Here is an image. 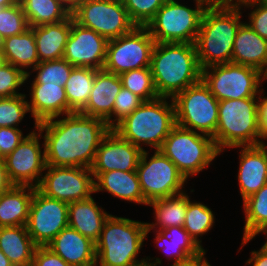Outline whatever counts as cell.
Returning <instances> with one entry per match:
<instances>
[{"label": "cell", "instance_id": "6da1fadb", "mask_svg": "<svg viewBox=\"0 0 267 266\" xmlns=\"http://www.w3.org/2000/svg\"><path fill=\"white\" fill-rule=\"evenodd\" d=\"M47 166L91 168L97 149L110 131L106 121L74 112L37 124Z\"/></svg>", "mask_w": 267, "mask_h": 266}, {"label": "cell", "instance_id": "7a4b0ae2", "mask_svg": "<svg viewBox=\"0 0 267 266\" xmlns=\"http://www.w3.org/2000/svg\"><path fill=\"white\" fill-rule=\"evenodd\" d=\"M150 68L159 97L173 99L201 81L202 69L194 43L155 42Z\"/></svg>", "mask_w": 267, "mask_h": 266}, {"label": "cell", "instance_id": "3957f363", "mask_svg": "<svg viewBox=\"0 0 267 266\" xmlns=\"http://www.w3.org/2000/svg\"><path fill=\"white\" fill-rule=\"evenodd\" d=\"M175 126L173 99L158 97L144 101L113 130L142 151H153L160 150Z\"/></svg>", "mask_w": 267, "mask_h": 266}, {"label": "cell", "instance_id": "277c9868", "mask_svg": "<svg viewBox=\"0 0 267 266\" xmlns=\"http://www.w3.org/2000/svg\"><path fill=\"white\" fill-rule=\"evenodd\" d=\"M242 9H226L208 5L195 40L201 69L231 63L234 40L244 22Z\"/></svg>", "mask_w": 267, "mask_h": 266}, {"label": "cell", "instance_id": "5b68a950", "mask_svg": "<svg viewBox=\"0 0 267 266\" xmlns=\"http://www.w3.org/2000/svg\"><path fill=\"white\" fill-rule=\"evenodd\" d=\"M147 222L109 215L96 246V266H131L146 258H138L144 247Z\"/></svg>", "mask_w": 267, "mask_h": 266}, {"label": "cell", "instance_id": "8992f818", "mask_svg": "<svg viewBox=\"0 0 267 266\" xmlns=\"http://www.w3.org/2000/svg\"><path fill=\"white\" fill-rule=\"evenodd\" d=\"M212 138L221 154L236 146L260 145L258 97L219 101L218 123Z\"/></svg>", "mask_w": 267, "mask_h": 266}, {"label": "cell", "instance_id": "52a82bcc", "mask_svg": "<svg viewBox=\"0 0 267 266\" xmlns=\"http://www.w3.org/2000/svg\"><path fill=\"white\" fill-rule=\"evenodd\" d=\"M183 1L167 0L147 24L155 42L195 43L209 0H191L194 4L191 6Z\"/></svg>", "mask_w": 267, "mask_h": 266}, {"label": "cell", "instance_id": "ba28073f", "mask_svg": "<svg viewBox=\"0 0 267 266\" xmlns=\"http://www.w3.org/2000/svg\"><path fill=\"white\" fill-rule=\"evenodd\" d=\"M159 151L177 166L188 181L208 170L221 155L212 137L177 125L165 138Z\"/></svg>", "mask_w": 267, "mask_h": 266}, {"label": "cell", "instance_id": "9c48e42d", "mask_svg": "<svg viewBox=\"0 0 267 266\" xmlns=\"http://www.w3.org/2000/svg\"><path fill=\"white\" fill-rule=\"evenodd\" d=\"M201 80L218 101L259 97L266 83L258 69L234 63L202 69Z\"/></svg>", "mask_w": 267, "mask_h": 266}, {"label": "cell", "instance_id": "30bf717a", "mask_svg": "<svg viewBox=\"0 0 267 266\" xmlns=\"http://www.w3.org/2000/svg\"><path fill=\"white\" fill-rule=\"evenodd\" d=\"M136 172L147 204L187 191L188 180L159 150L143 151Z\"/></svg>", "mask_w": 267, "mask_h": 266}, {"label": "cell", "instance_id": "8fae6325", "mask_svg": "<svg viewBox=\"0 0 267 266\" xmlns=\"http://www.w3.org/2000/svg\"><path fill=\"white\" fill-rule=\"evenodd\" d=\"M176 125L213 137L218 123L219 101L201 80L174 98Z\"/></svg>", "mask_w": 267, "mask_h": 266}, {"label": "cell", "instance_id": "7c38bea8", "mask_svg": "<svg viewBox=\"0 0 267 266\" xmlns=\"http://www.w3.org/2000/svg\"><path fill=\"white\" fill-rule=\"evenodd\" d=\"M71 15L80 26L94 30L107 40L125 35L136 27L122 0H83Z\"/></svg>", "mask_w": 267, "mask_h": 266}, {"label": "cell", "instance_id": "4fadbf2b", "mask_svg": "<svg viewBox=\"0 0 267 266\" xmlns=\"http://www.w3.org/2000/svg\"><path fill=\"white\" fill-rule=\"evenodd\" d=\"M154 45L155 40L148 29L136 26L131 32L108 40L103 70L120 75L150 67Z\"/></svg>", "mask_w": 267, "mask_h": 266}, {"label": "cell", "instance_id": "5bb4252c", "mask_svg": "<svg viewBox=\"0 0 267 266\" xmlns=\"http://www.w3.org/2000/svg\"><path fill=\"white\" fill-rule=\"evenodd\" d=\"M33 128V129H32ZM20 144L3 160L13 185L37 188L46 168L44 141L37 123Z\"/></svg>", "mask_w": 267, "mask_h": 266}, {"label": "cell", "instance_id": "9a60e30c", "mask_svg": "<svg viewBox=\"0 0 267 266\" xmlns=\"http://www.w3.org/2000/svg\"><path fill=\"white\" fill-rule=\"evenodd\" d=\"M37 189L69 204L94 195V178L90 168L46 166Z\"/></svg>", "mask_w": 267, "mask_h": 266}, {"label": "cell", "instance_id": "2e32d148", "mask_svg": "<svg viewBox=\"0 0 267 266\" xmlns=\"http://www.w3.org/2000/svg\"><path fill=\"white\" fill-rule=\"evenodd\" d=\"M68 226V203L49 198L34 189L28 222V233L37 246H46Z\"/></svg>", "mask_w": 267, "mask_h": 266}, {"label": "cell", "instance_id": "e0dca14e", "mask_svg": "<svg viewBox=\"0 0 267 266\" xmlns=\"http://www.w3.org/2000/svg\"><path fill=\"white\" fill-rule=\"evenodd\" d=\"M108 40L94 30L76 23L71 15V32L63 58L74 67L103 69Z\"/></svg>", "mask_w": 267, "mask_h": 266}, {"label": "cell", "instance_id": "ac0fdd59", "mask_svg": "<svg viewBox=\"0 0 267 266\" xmlns=\"http://www.w3.org/2000/svg\"><path fill=\"white\" fill-rule=\"evenodd\" d=\"M142 150L123 139L116 131H110L102 139L93 162V178L108 171H136Z\"/></svg>", "mask_w": 267, "mask_h": 266}, {"label": "cell", "instance_id": "d6986e66", "mask_svg": "<svg viewBox=\"0 0 267 266\" xmlns=\"http://www.w3.org/2000/svg\"><path fill=\"white\" fill-rule=\"evenodd\" d=\"M149 233H154L152 242L155 244V248L161 251V254L163 252L165 259L171 263L173 262L172 264L208 260L207 252L194 241L183 227L173 226L159 231L150 230L147 227L145 232L147 241Z\"/></svg>", "mask_w": 267, "mask_h": 266}, {"label": "cell", "instance_id": "ffe728a7", "mask_svg": "<svg viewBox=\"0 0 267 266\" xmlns=\"http://www.w3.org/2000/svg\"><path fill=\"white\" fill-rule=\"evenodd\" d=\"M238 153L237 184L242 202L267 183V145L236 146Z\"/></svg>", "mask_w": 267, "mask_h": 266}, {"label": "cell", "instance_id": "44dd1931", "mask_svg": "<svg viewBox=\"0 0 267 266\" xmlns=\"http://www.w3.org/2000/svg\"><path fill=\"white\" fill-rule=\"evenodd\" d=\"M25 87L27 88L24 89L29 90L26 98H28L27 102L31 115L29 117L33 118V123L38 124L68 114V101L64 86L51 83L25 82Z\"/></svg>", "mask_w": 267, "mask_h": 266}, {"label": "cell", "instance_id": "7402d4cb", "mask_svg": "<svg viewBox=\"0 0 267 266\" xmlns=\"http://www.w3.org/2000/svg\"><path fill=\"white\" fill-rule=\"evenodd\" d=\"M46 247L72 266H96L95 243L70 226L61 230Z\"/></svg>", "mask_w": 267, "mask_h": 266}, {"label": "cell", "instance_id": "603a6c76", "mask_svg": "<svg viewBox=\"0 0 267 266\" xmlns=\"http://www.w3.org/2000/svg\"><path fill=\"white\" fill-rule=\"evenodd\" d=\"M121 89L119 75L103 69L97 70L88 102L79 113L106 121L113 113L114 100Z\"/></svg>", "mask_w": 267, "mask_h": 266}, {"label": "cell", "instance_id": "cb8c5ba5", "mask_svg": "<svg viewBox=\"0 0 267 266\" xmlns=\"http://www.w3.org/2000/svg\"><path fill=\"white\" fill-rule=\"evenodd\" d=\"M108 193L117 200L148 206L144 199L136 171H108L94 178V194Z\"/></svg>", "mask_w": 267, "mask_h": 266}, {"label": "cell", "instance_id": "d4e9b609", "mask_svg": "<svg viewBox=\"0 0 267 266\" xmlns=\"http://www.w3.org/2000/svg\"><path fill=\"white\" fill-rule=\"evenodd\" d=\"M231 63L256 68L263 74L267 71V40L245 21L237 30Z\"/></svg>", "mask_w": 267, "mask_h": 266}, {"label": "cell", "instance_id": "484cf974", "mask_svg": "<svg viewBox=\"0 0 267 266\" xmlns=\"http://www.w3.org/2000/svg\"><path fill=\"white\" fill-rule=\"evenodd\" d=\"M110 214L92 195L88 199L68 204V226L96 243Z\"/></svg>", "mask_w": 267, "mask_h": 266}, {"label": "cell", "instance_id": "4316f807", "mask_svg": "<svg viewBox=\"0 0 267 266\" xmlns=\"http://www.w3.org/2000/svg\"><path fill=\"white\" fill-rule=\"evenodd\" d=\"M39 62L63 58L71 32V16L58 23L32 27Z\"/></svg>", "mask_w": 267, "mask_h": 266}, {"label": "cell", "instance_id": "83f0119b", "mask_svg": "<svg viewBox=\"0 0 267 266\" xmlns=\"http://www.w3.org/2000/svg\"><path fill=\"white\" fill-rule=\"evenodd\" d=\"M34 189L13 185L0 193V227L26 226Z\"/></svg>", "mask_w": 267, "mask_h": 266}, {"label": "cell", "instance_id": "f1b7e54d", "mask_svg": "<svg viewBox=\"0 0 267 266\" xmlns=\"http://www.w3.org/2000/svg\"><path fill=\"white\" fill-rule=\"evenodd\" d=\"M36 248L26 226L0 227V250L14 266H32Z\"/></svg>", "mask_w": 267, "mask_h": 266}, {"label": "cell", "instance_id": "f546056e", "mask_svg": "<svg viewBox=\"0 0 267 266\" xmlns=\"http://www.w3.org/2000/svg\"><path fill=\"white\" fill-rule=\"evenodd\" d=\"M244 226L237 253L267 230V183L242 202Z\"/></svg>", "mask_w": 267, "mask_h": 266}, {"label": "cell", "instance_id": "4dcf8cb0", "mask_svg": "<svg viewBox=\"0 0 267 266\" xmlns=\"http://www.w3.org/2000/svg\"><path fill=\"white\" fill-rule=\"evenodd\" d=\"M3 54L6 63L21 69L25 74L30 73L39 63L33 29L6 37Z\"/></svg>", "mask_w": 267, "mask_h": 266}, {"label": "cell", "instance_id": "1f68e13d", "mask_svg": "<svg viewBox=\"0 0 267 266\" xmlns=\"http://www.w3.org/2000/svg\"><path fill=\"white\" fill-rule=\"evenodd\" d=\"M187 192L150 202L148 206L153 208L154 222L148 221L147 227L157 231L173 226L183 227L188 204Z\"/></svg>", "mask_w": 267, "mask_h": 266}, {"label": "cell", "instance_id": "d6a6232c", "mask_svg": "<svg viewBox=\"0 0 267 266\" xmlns=\"http://www.w3.org/2000/svg\"><path fill=\"white\" fill-rule=\"evenodd\" d=\"M189 192L183 228L194 239V241L207 252V248L205 249L202 245V238L205 234H209L216 225V214L207 204L191 199L192 196L189 194L195 192L194 188L190 189Z\"/></svg>", "mask_w": 267, "mask_h": 266}, {"label": "cell", "instance_id": "836d02e7", "mask_svg": "<svg viewBox=\"0 0 267 266\" xmlns=\"http://www.w3.org/2000/svg\"><path fill=\"white\" fill-rule=\"evenodd\" d=\"M29 27L58 23L68 19L71 11L58 0H20Z\"/></svg>", "mask_w": 267, "mask_h": 266}, {"label": "cell", "instance_id": "e575fe53", "mask_svg": "<svg viewBox=\"0 0 267 266\" xmlns=\"http://www.w3.org/2000/svg\"><path fill=\"white\" fill-rule=\"evenodd\" d=\"M97 70L87 67H74L65 84L68 101V114L80 112L87 104L93 88Z\"/></svg>", "mask_w": 267, "mask_h": 266}, {"label": "cell", "instance_id": "d590c367", "mask_svg": "<svg viewBox=\"0 0 267 266\" xmlns=\"http://www.w3.org/2000/svg\"><path fill=\"white\" fill-rule=\"evenodd\" d=\"M73 68L74 66L64 58L39 62L30 73L26 74L25 82L51 83L65 87Z\"/></svg>", "mask_w": 267, "mask_h": 266}, {"label": "cell", "instance_id": "8d00e7d4", "mask_svg": "<svg viewBox=\"0 0 267 266\" xmlns=\"http://www.w3.org/2000/svg\"><path fill=\"white\" fill-rule=\"evenodd\" d=\"M122 87L139 96L143 101L158 98L150 67L126 71L119 75Z\"/></svg>", "mask_w": 267, "mask_h": 266}, {"label": "cell", "instance_id": "74e56055", "mask_svg": "<svg viewBox=\"0 0 267 266\" xmlns=\"http://www.w3.org/2000/svg\"><path fill=\"white\" fill-rule=\"evenodd\" d=\"M26 97L22 94L0 98V127L20 128L19 125L26 120L24 117L30 115Z\"/></svg>", "mask_w": 267, "mask_h": 266}, {"label": "cell", "instance_id": "f35d334b", "mask_svg": "<svg viewBox=\"0 0 267 266\" xmlns=\"http://www.w3.org/2000/svg\"><path fill=\"white\" fill-rule=\"evenodd\" d=\"M29 28L20 2H16L0 11V34L4 38L22 34Z\"/></svg>", "mask_w": 267, "mask_h": 266}, {"label": "cell", "instance_id": "ab89813d", "mask_svg": "<svg viewBox=\"0 0 267 266\" xmlns=\"http://www.w3.org/2000/svg\"><path fill=\"white\" fill-rule=\"evenodd\" d=\"M167 0H122L131 21L146 27Z\"/></svg>", "mask_w": 267, "mask_h": 266}, {"label": "cell", "instance_id": "60d3db41", "mask_svg": "<svg viewBox=\"0 0 267 266\" xmlns=\"http://www.w3.org/2000/svg\"><path fill=\"white\" fill-rule=\"evenodd\" d=\"M144 101L130 90L122 87L114 100L112 115L106 120L110 129H114Z\"/></svg>", "mask_w": 267, "mask_h": 266}, {"label": "cell", "instance_id": "b9f144b4", "mask_svg": "<svg viewBox=\"0 0 267 266\" xmlns=\"http://www.w3.org/2000/svg\"><path fill=\"white\" fill-rule=\"evenodd\" d=\"M26 74L19 68L6 63L0 68V98L25 94Z\"/></svg>", "mask_w": 267, "mask_h": 266}, {"label": "cell", "instance_id": "7bdbcfd3", "mask_svg": "<svg viewBox=\"0 0 267 266\" xmlns=\"http://www.w3.org/2000/svg\"><path fill=\"white\" fill-rule=\"evenodd\" d=\"M249 12H248V11ZM247 11V13H246ZM245 21L257 34L267 40V4L263 1L242 9Z\"/></svg>", "mask_w": 267, "mask_h": 266}, {"label": "cell", "instance_id": "ee69618b", "mask_svg": "<svg viewBox=\"0 0 267 266\" xmlns=\"http://www.w3.org/2000/svg\"><path fill=\"white\" fill-rule=\"evenodd\" d=\"M23 128L0 127V158L4 159L25 138Z\"/></svg>", "mask_w": 267, "mask_h": 266}, {"label": "cell", "instance_id": "f6af8a7d", "mask_svg": "<svg viewBox=\"0 0 267 266\" xmlns=\"http://www.w3.org/2000/svg\"><path fill=\"white\" fill-rule=\"evenodd\" d=\"M32 266H72L46 246H37L34 252Z\"/></svg>", "mask_w": 267, "mask_h": 266}, {"label": "cell", "instance_id": "bcb514c9", "mask_svg": "<svg viewBox=\"0 0 267 266\" xmlns=\"http://www.w3.org/2000/svg\"><path fill=\"white\" fill-rule=\"evenodd\" d=\"M265 87L258 97V123L261 133V144L267 145V93Z\"/></svg>", "mask_w": 267, "mask_h": 266}, {"label": "cell", "instance_id": "7dc6e473", "mask_svg": "<svg viewBox=\"0 0 267 266\" xmlns=\"http://www.w3.org/2000/svg\"><path fill=\"white\" fill-rule=\"evenodd\" d=\"M263 0H209V4L226 9H243Z\"/></svg>", "mask_w": 267, "mask_h": 266}, {"label": "cell", "instance_id": "c3c4849f", "mask_svg": "<svg viewBox=\"0 0 267 266\" xmlns=\"http://www.w3.org/2000/svg\"><path fill=\"white\" fill-rule=\"evenodd\" d=\"M259 250H251L250 257L244 265L248 266H267V245L262 243Z\"/></svg>", "mask_w": 267, "mask_h": 266}, {"label": "cell", "instance_id": "681fc988", "mask_svg": "<svg viewBox=\"0 0 267 266\" xmlns=\"http://www.w3.org/2000/svg\"><path fill=\"white\" fill-rule=\"evenodd\" d=\"M147 260H149L154 266H163L162 258L156 257H150L145 256ZM209 260H195L189 263H183V264H169L168 266H205L208 263Z\"/></svg>", "mask_w": 267, "mask_h": 266}, {"label": "cell", "instance_id": "f907efd6", "mask_svg": "<svg viewBox=\"0 0 267 266\" xmlns=\"http://www.w3.org/2000/svg\"><path fill=\"white\" fill-rule=\"evenodd\" d=\"M12 186L13 184L9 180L4 160L0 158V193L10 189Z\"/></svg>", "mask_w": 267, "mask_h": 266}, {"label": "cell", "instance_id": "816d5d0a", "mask_svg": "<svg viewBox=\"0 0 267 266\" xmlns=\"http://www.w3.org/2000/svg\"><path fill=\"white\" fill-rule=\"evenodd\" d=\"M64 6H66L71 12L77 7V5L83 0H58Z\"/></svg>", "mask_w": 267, "mask_h": 266}, {"label": "cell", "instance_id": "f5cc1de1", "mask_svg": "<svg viewBox=\"0 0 267 266\" xmlns=\"http://www.w3.org/2000/svg\"><path fill=\"white\" fill-rule=\"evenodd\" d=\"M0 266H14L1 250H0Z\"/></svg>", "mask_w": 267, "mask_h": 266}, {"label": "cell", "instance_id": "db71d44e", "mask_svg": "<svg viewBox=\"0 0 267 266\" xmlns=\"http://www.w3.org/2000/svg\"><path fill=\"white\" fill-rule=\"evenodd\" d=\"M15 3H16L15 0H0V5L3 6L4 8L12 6Z\"/></svg>", "mask_w": 267, "mask_h": 266}, {"label": "cell", "instance_id": "11a10c76", "mask_svg": "<svg viewBox=\"0 0 267 266\" xmlns=\"http://www.w3.org/2000/svg\"><path fill=\"white\" fill-rule=\"evenodd\" d=\"M131 266H154L149 260L145 259L144 261L138 262Z\"/></svg>", "mask_w": 267, "mask_h": 266}, {"label": "cell", "instance_id": "9f6ffc18", "mask_svg": "<svg viewBox=\"0 0 267 266\" xmlns=\"http://www.w3.org/2000/svg\"><path fill=\"white\" fill-rule=\"evenodd\" d=\"M4 43H5V38L0 34V53H3Z\"/></svg>", "mask_w": 267, "mask_h": 266}, {"label": "cell", "instance_id": "6f0895ef", "mask_svg": "<svg viewBox=\"0 0 267 266\" xmlns=\"http://www.w3.org/2000/svg\"><path fill=\"white\" fill-rule=\"evenodd\" d=\"M6 64L5 56L3 53H0V68Z\"/></svg>", "mask_w": 267, "mask_h": 266}, {"label": "cell", "instance_id": "680465c9", "mask_svg": "<svg viewBox=\"0 0 267 266\" xmlns=\"http://www.w3.org/2000/svg\"><path fill=\"white\" fill-rule=\"evenodd\" d=\"M261 235H265L264 237H266V238H265L264 244L267 245V230L263 234H261Z\"/></svg>", "mask_w": 267, "mask_h": 266}, {"label": "cell", "instance_id": "91938a15", "mask_svg": "<svg viewBox=\"0 0 267 266\" xmlns=\"http://www.w3.org/2000/svg\"><path fill=\"white\" fill-rule=\"evenodd\" d=\"M263 75H264L265 82H267V71Z\"/></svg>", "mask_w": 267, "mask_h": 266}, {"label": "cell", "instance_id": "94428289", "mask_svg": "<svg viewBox=\"0 0 267 266\" xmlns=\"http://www.w3.org/2000/svg\"><path fill=\"white\" fill-rule=\"evenodd\" d=\"M205 266H212V265L210 264V262H208Z\"/></svg>", "mask_w": 267, "mask_h": 266}]
</instances>
